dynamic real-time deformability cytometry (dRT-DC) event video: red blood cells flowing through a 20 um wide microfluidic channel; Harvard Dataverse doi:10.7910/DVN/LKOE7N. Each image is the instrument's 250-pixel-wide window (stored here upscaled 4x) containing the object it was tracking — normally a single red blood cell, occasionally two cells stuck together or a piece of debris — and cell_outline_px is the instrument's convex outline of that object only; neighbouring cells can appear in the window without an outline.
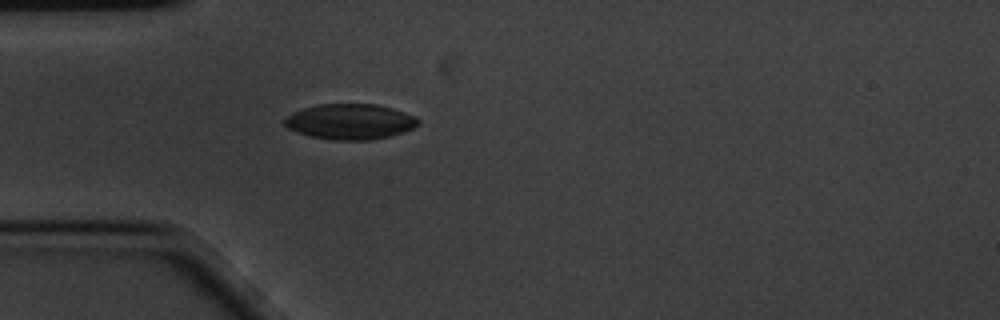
{"species": "common noctule bat (a hibernating species)", "species_latin": "Nyctalus noctula", "temperature_condition": "cold", "stored_images_in_passage": 4, "camera_frame_rate_fps": 3000, "um_per_image_px": 0.085, "animal": {"sex": "male", "body_mass_g": 20.1, "forearm_length_mm": 53.5}, "frame": {"image": 1, "passage_image": 4, "time_ms": 1.0, "image_size_px": [1000, 320], "cell_outline_px": [[420, 124], [404, 132], [392, 136], [368, 140], [332, 140], [312, 136], [288, 128], [284, 124], [284, 120], [292, 112], [304, 108], [320, 104], [376, 104], [392, 108], [416, 116], [420, 120]], "centroid_in_image_um": [29.81, 10.34], "position_along_channel_um": 55.2, "area_um2": 27.57}}